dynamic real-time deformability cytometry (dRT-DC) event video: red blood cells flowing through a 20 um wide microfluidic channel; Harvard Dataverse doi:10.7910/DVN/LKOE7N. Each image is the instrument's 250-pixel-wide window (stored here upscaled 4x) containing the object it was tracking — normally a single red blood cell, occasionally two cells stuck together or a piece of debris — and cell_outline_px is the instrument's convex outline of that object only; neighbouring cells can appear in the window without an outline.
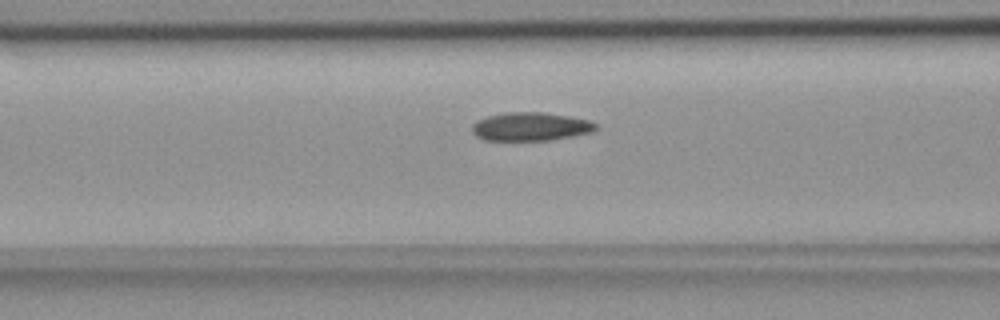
{"species": "common noctule bat (a hibernating species)", "species_latin": "Nyctalus noctula", "temperature_condition": "room temperature", "stored_images_in_passage": 48, "camera_frame_rate_fps": 3000, "um_per_image_px": 0.085, "animal": {"sex": "female", "body_mass_g": 18.4}, "frame": {"image": 1, "passage_image": 15, "time_ms": 4.667, "image_size_px": [1000, 320], "cell_outline_px": [[596, 128], [592, 132], [552, 140], [484, 140], [476, 136], [472, 132], [472, 124], [476, 120], [488, 116], [508, 112], [540, 112], [568, 116], [588, 120], [596, 124]], "centroid_in_image_um": [45.06, 10.76], "position_along_channel_um": 121.5, "area_um2": 20.4}}
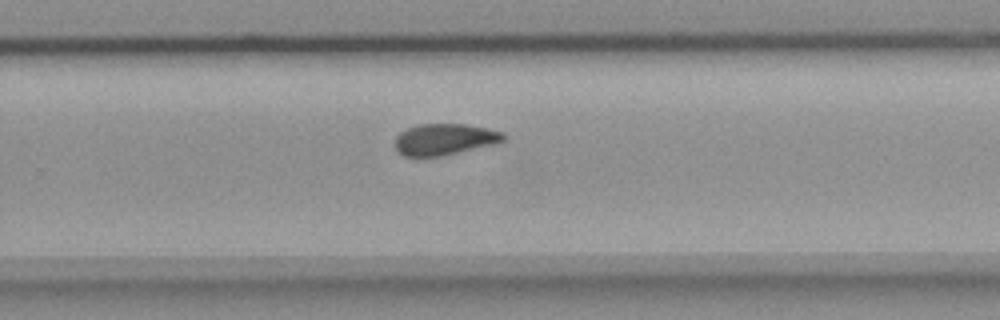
{"frame": {"image": 2, "passage_image": 29, "time_ms": 9.333, "image_size_px": [1000, 320], "cell_outline_px": [[504, 140], [496, 144], [444, 156], [404, 156], [396, 148], [396, 136], [400, 132], [408, 128], [420, 124], [464, 124], [488, 128], [504, 132]], "centroid_in_image_um": [37.83, 11.84], "position_along_channel_um": 292.0, "area_um2": 19.83}}
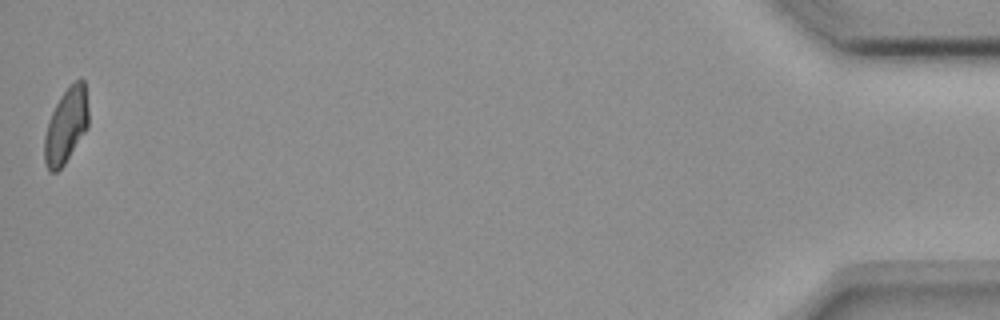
{"frame": {"image": 3, "passage_image": 48, "time_ms": 15.667, "image_size_px": [1000, 320], "cell_outline_px": [[88, 128], [64, 164], [56, 172], [48, 172], [44, 164], [44, 136], [48, 120], [60, 96], [76, 80], [84, 80], [88, 108]], "centroid_in_image_um": [5.6, 10.73], "position_along_channel_um": 429.6, "area_um2": 19.25}, "authors_computed_cell_mechanics": {"area_um2": 20.3745, "velocity_mm_per_s": 3.6599, "shape_relaxation_time_tau1_ms": null, "shape_relaxation_time_tau2_ms": 2.5923, "deformation_change_tau1": null, "deformation_change_tau2": 0.0821}}